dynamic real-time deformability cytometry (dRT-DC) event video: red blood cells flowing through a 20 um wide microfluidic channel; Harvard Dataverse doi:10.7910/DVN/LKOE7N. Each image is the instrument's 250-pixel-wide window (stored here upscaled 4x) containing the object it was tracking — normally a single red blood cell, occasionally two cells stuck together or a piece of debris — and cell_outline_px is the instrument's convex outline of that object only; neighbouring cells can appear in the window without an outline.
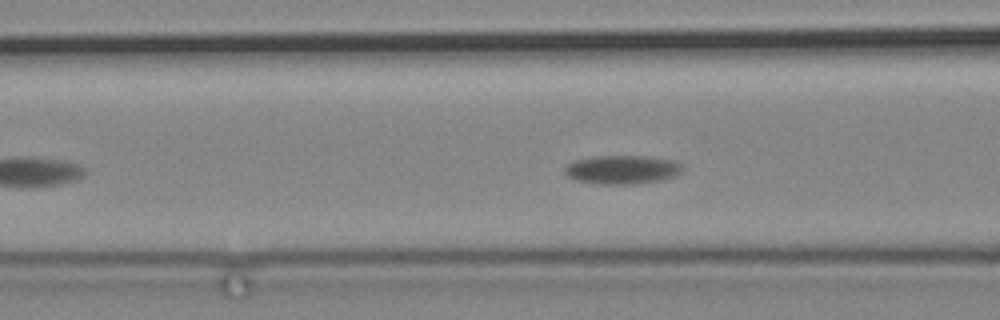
{"species": "common noctule bat (a hibernating species)", "species_latin": "Nyctalus noctula", "temperature_condition": "cold", "stored_images_in_passage": 39, "camera_frame_rate_fps": 3000, "um_per_image_px": 0.085, "animal": {"sex": "male", "body_mass_g": 19.2, "forearm_length_mm": 51.8}, "frame": {"image": 1, "passage_image": 6, "time_ms": 1.667, "image_size_px": [1000, 320], "cell_outline_px": [[684, 168], [676, 176], [660, 180], [632, 184], [600, 184], [576, 180], [568, 176], [564, 172], [564, 168], [572, 160], [596, 156], [644, 156], [676, 160], [684, 164]], "centroid_in_image_um": [52.91, 14.41], "position_along_channel_um": 113.7, "area_um2": 19.88}}
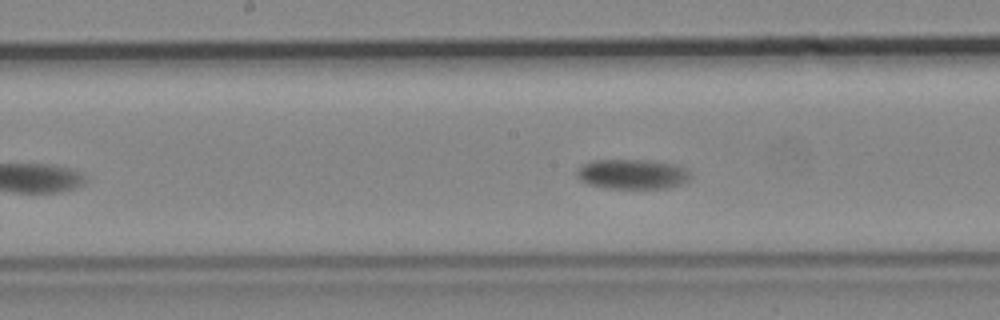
{"frame": {"image": 2, "passage_image": 14, "time_ms": 4.333, "image_size_px": [1000, 320], "cell_outline_px": [[692, 176], [688, 180], [680, 184], [668, 188], [608, 188], [588, 184], [580, 180], [576, 176], [576, 172], [584, 164], [592, 160], [656, 160], [672, 164], [684, 168]], "centroid_in_image_um": [53.74, 14.8], "position_along_channel_um": 194.5, "area_um2": 19.71}}
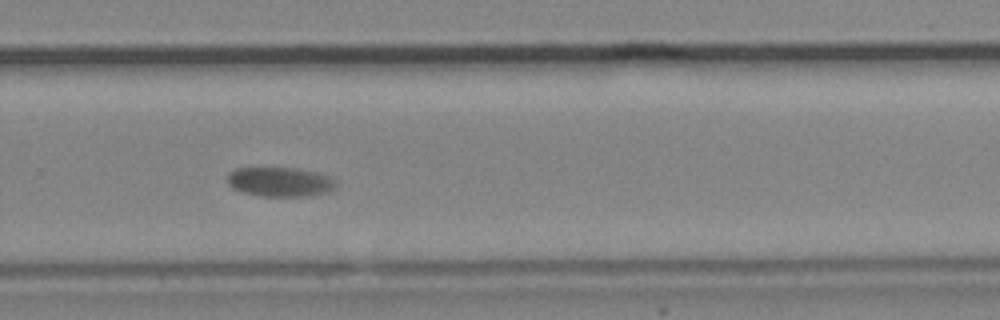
{"frame": {"image": 3, "passage_image": 25, "time_ms": 8.0, "image_size_px": [1000, 320], "cell_outline_px": [[336, 188], [332, 192], [308, 196], [260, 196], [240, 192], [232, 188], [228, 184], [228, 172], [236, 168], [296, 168], [316, 172], [328, 176], [336, 180]], "centroid_in_image_um": [23.82, 15.47], "position_along_channel_um": 306.0, "area_um2": 18.9}}